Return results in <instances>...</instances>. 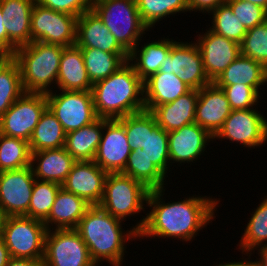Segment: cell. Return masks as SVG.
Instances as JSON below:
<instances>
[{"label":"cell","instance_id":"cell-1","mask_svg":"<svg viewBox=\"0 0 267 266\" xmlns=\"http://www.w3.org/2000/svg\"><path fill=\"white\" fill-rule=\"evenodd\" d=\"M165 187L150 190L147 206L151 211L142 216L135 226H130L138 232V239L156 237L193 241L198 232L206 229L216 218L215 212L220 198L193 195L183 200L165 203L163 198Z\"/></svg>","mask_w":267,"mask_h":266},{"label":"cell","instance_id":"cell-2","mask_svg":"<svg viewBox=\"0 0 267 266\" xmlns=\"http://www.w3.org/2000/svg\"><path fill=\"white\" fill-rule=\"evenodd\" d=\"M122 223L123 220L113 217L99 205L90 206L79 221L76 230L97 266L103 261L111 266L123 265L126 242L137 239L138 232L133 228L125 231Z\"/></svg>","mask_w":267,"mask_h":266},{"label":"cell","instance_id":"cell-3","mask_svg":"<svg viewBox=\"0 0 267 266\" xmlns=\"http://www.w3.org/2000/svg\"><path fill=\"white\" fill-rule=\"evenodd\" d=\"M91 92L99 118L118 119L145 110L143 80L128 61L95 82Z\"/></svg>","mask_w":267,"mask_h":266},{"label":"cell","instance_id":"cell-4","mask_svg":"<svg viewBox=\"0 0 267 266\" xmlns=\"http://www.w3.org/2000/svg\"><path fill=\"white\" fill-rule=\"evenodd\" d=\"M64 48L35 41L16 49L12 58L20 67L25 93L47 94L53 91L54 86L57 87V76Z\"/></svg>","mask_w":267,"mask_h":266},{"label":"cell","instance_id":"cell-5","mask_svg":"<svg viewBox=\"0 0 267 266\" xmlns=\"http://www.w3.org/2000/svg\"><path fill=\"white\" fill-rule=\"evenodd\" d=\"M91 9L128 54L151 31L140 17L136 0H92Z\"/></svg>","mask_w":267,"mask_h":266},{"label":"cell","instance_id":"cell-6","mask_svg":"<svg viewBox=\"0 0 267 266\" xmlns=\"http://www.w3.org/2000/svg\"><path fill=\"white\" fill-rule=\"evenodd\" d=\"M150 190L141 182L120 173H108L99 206L124 222L127 217L145 212Z\"/></svg>","mask_w":267,"mask_h":266},{"label":"cell","instance_id":"cell-7","mask_svg":"<svg viewBox=\"0 0 267 266\" xmlns=\"http://www.w3.org/2000/svg\"><path fill=\"white\" fill-rule=\"evenodd\" d=\"M47 228L43 221L27 216L6 217L1 237L13 258L42 261Z\"/></svg>","mask_w":267,"mask_h":266},{"label":"cell","instance_id":"cell-8","mask_svg":"<svg viewBox=\"0 0 267 266\" xmlns=\"http://www.w3.org/2000/svg\"><path fill=\"white\" fill-rule=\"evenodd\" d=\"M56 91V92H55ZM53 90L46 94L47 107L61 123L66 133L91 124L96 114L91 91Z\"/></svg>","mask_w":267,"mask_h":266},{"label":"cell","instance_id":"cell-9","mask_svg":"<svg viewBox=\"0 0 267 266\" xmlns=\"http://www.w3.org/2000/svg\"><path fill=\"white\" fill-rule=\"evenodd\" d=\"M42 266H97L76 229L47 230Z\"/></svg>","mask_w":267,"mask_h":266},{"label":"cell","instance_id":"cell-10","mask_svg":"<svg viewBox=\"0 0 267 266\" xmlns=\"http://www.w3.org/2000/svg\"><path fill=\"white\" fill-rule=\"evenodd\" d=\"M77 17L35 2L31 13V42L70 47L76 43Z\"/></svg>","mask_w":267,"mask_h":266},{"label":"cell","instance_id":"cell-11","mask_svg":"<svg viewBox=\"0 0 267 266\" xmlns=\"http://www.w3.org/2000/svg\"><path fill=\"white\" fill-rule=\"evenodd\" d=\"M46 108V94L24 93L0 117V134L29 142Z\"/></svg>","mask_w":267,"mask_h":266},{"label":"cell","instance_id":"cell-12","mask_svg":"<svg viewBox=\"0 0 267 266\" xmlns=\"http://www.w3.org/2000/svg\"><path fill=\"white\" fill-rule=\"evenodd\" d=\"M255 108L232 110L213 140H229L241 147L259 148L267 142V118Z\"/></svg>","mask_w":267,"mask_h":266},{"label":"cell","instance_id":"cell-13","mask_svg":"<svg viewBox=\"0 0 267 266\" xmlns=\"http://www.w3.org/2000/svg\"><path fill=\"white\" fill-rule=\"evenodd\" d=\"M159 72L174 73L190 89L200 90L212 83L204 70L200 50L194 41H177L171 47Z\"/></svg>","mask_w":267,"mask_h":266},{"label":"cell","instance_id":"cell-14","mask_svg":"<svg viewBox=\"0 0 267 266\" xmlns=\"http://www.w3.org/2000/svg\"><path fill=\"white\" fill-rule=\"evenodd\" d=\"M35 179L31 166L0 172V207L6 217L27 216Z\"/></svg>","mask_w":267,"mask_h":266},{"label":"cell","instance_id":"cell-15","mask_svg":"<svg viewBox=\"0 0 267 266\" xmlns=\"http://www.w3.org/2000/svg\"><path fill=\"white\" fill-rule=\"evenodd\" d=\"M131 151L124 126L117 119L103 118L102 137L93 161L108 173H120Z\"/></svg>","mask_w":267,"mask_h":266},{"label":"cell","instance_id":"cell-16","mask_svg":"<svg viewBox=\"0 0 267 266\" xmlns=\"http://www.w3.org/2000/svg\"><path fill=\"white\" fill-rule=\"evenodd\" d=\"M201 53L204 70L211 82L240 55V44L219 35L210 29L199 34L194 41Z\"/></svg>","mask_w":267,"mask_h":266},{"label":"cell","instance_id":"cell-17","mask_svg":"<svg viewBox=\"0 0 267 266\" xmlns=\"http://www.w3.org/2000/svg\"><path fill=\"white\" fill-rule=\"evenodd\" d=\"M211 141L214 142L213 136L195 122L168 132L170 166L198 161Z\"/></svg>","mask_w":267,"mask_h":266},{"label":"cell","instance_id":"cell-18","mask_svg":"<svg viewBox=\"0 0 267 266\" xmlns=\"http://www.w3.org/2000/svg\"><path fill=\"white\" fill-rule=\"evenodd\" d=\"M108 172L92 161H76L62 187L89 205H99L104 195Z\"/></svg>","mask_w":267,"mask_h":266},{"label":"cell","instance_id":"cell-19","mask_svg":"<svg viewBox=\"0 0 267 266\" xmlns=\"http://www.w3.org/2000/svg\"><path fill=\"white\" fill-rule=\"evenodd\" d=\"M231 111L224 91L214 82L199 90L195 123L204 128L211 136L216 135Z\"/></svg>","mask_w":267,"mask_h":266},{"label":"cell","instance_id":"cell-20","mask_svg":"<svg viewBox=\"0 0 267 266\" xmlns=\"http://www.w3.org/2000/svg\"><path fill=\"white\" fill-rule=\"evenodd\" d=\"M75 45L109 53H127L92 9L77 18Z\"/></svg>","mask_w":267,"mask_h":266},{"label":"cell","instance_id":"cell-21","mask_svg":"<svg viewBox=\"0 0 267 266\" xmlns=\"http://www.w3.org/2000/svg\"><path fill=\"white\" fill-rule=\"evenodd\" d=\"M76 160L62 147L31 152L30 166L34 177L62 185Z\"/></svg>","mask_w":267,"mask_h":266},{"label":"cell","instance_id":"cell-22","mask_svg":"<svg viewBox=\"0 0 267 266\" xmlns=\"http://www.w3.org/2000/svg\"><path fill=\"white\" fill-rule=\"evenodd\" d=\"M90 206L83 198L61 187L55 197L48 218L43 223L47 230L76 229Z\"/></svg>","mask_w":267,"mask_h":266},{"label":"cell","instance_id":"cell-23","mask_svg":"<svg viewBox=\"0 0 267 266\" xmlns=\"http://www.w3.org/2000/svg\"><path fill=\"white\" fill-rule=\"evenodd\" d=\"M199 90L191 89L173 102L156 106L151 113L157 125L170 132L195 122V110Z\"/></svg>","mask_w":267,"mask_h":266},{"label":"cell","instance_id":"cell-24","mask_svg":"<svg viewBox=\"0 0 267 266\" xmlns=\"http://www.w3.org/2000/svg\"><path fill=\"white\" fill-rule=\"evenodd\" d=\"M145 110L173 102L191 89L174 73L156 72L143 81Z\"/></svg>","mask_w":267,"mask_h":266},{"label":"cell","instance_id":"cell-25","mask_svg":"<svg viewBox=\"0 0 267 266\" xmlns=\"http://www.w3.org/2000/svg\"><path fill=\"white\" fill-rule=\"evenodd\" d=\"M93 84L88 78L81 48L65 47L61 54L57 87L64 91H91Z\"/></svg>","mask_w":267,"mask_h":266},{"label":"cell","instance_id":"cell-26","mask_svg":"<svg viewBox=\"0 0 267 266\" xmlns=\"http://www.w3.org/2000/svg\"><path fill=\"white\" fill-rule=\"evenodd\" d=\"M168 37H161L158 41H148L144 45L141 44V48L139 42L129 53L128 62L143 81L160 70L171 47L177 42Z\"/></svg>","mask_w":267,"mask_h":266},{"label":"cell","instance_id":"cell-27","mask_svg":"<svg viewBox=\"0 0 267 266\" xmlns=\"http://www.w3.org/2000/svg\"><path fill=\"white\" fill-rule=\"evenodd\" d=\"M267 68L250 57L239 55L217 78V86L243 84L254 87L258 92L266 85ZM260 89V90H259Z\"/></svg>","mask_w":267,"mask_h":266},{"label":"cell","instance_id":"cell-28","mask_svg":"<svg viewBox=\"0 0 267 266\" xmlns=\"http://www.w3.org/2000/svg\"><path fill=\"white\" fill-rule=\"evenodd\" d=\"M103 132V118L66 133L64 148L76 161H92Z\"/></svg>","mask_w":267,"mask_h":266},{"label":"cell","instance_id":"cell-29","mask_svg":"<svg viewBox=\"0 0 267 266\" xmlns=\"http://www.w3.org/2000/svg\"><path fill=\"white\" fill-rule=\"evenodd\" d=\"M81 52L92 84L116 72L129 59L128 53H109L96 48H81Z\"/></svg>","mask_w":267,"mask_h":266},{"label":"cell","instance_id":"cell-30","mask_svg":"<svg viewBox=\"0 0 267 266\" xmlns=\"http://www.w3.org/2000/svg\"><path fill=\"white\" fill-rule=\"evenodd\" d=\"M65 138L66 132L61 123L47 107L32 133L29 148L31 152L62 148Z\"/></svg>","mask_w":267,"mask_h":266},{"label":"cell","instance_id":"cell-31","mask_svg":"<svg viewBox=\"0 0 267 266\" xmlns=\"http://www.w3.org/2000/svg\"><path fill=\"white\" fill-rule=\"evenodd\" d=\"M121 173L141 182L149 190L164 188L168 177L150 161L141 148L131 151L126 167Z\"/></svg>","mask_w":267,"mask_h":266},{"label":"cell","instance_id":"cell-32","mask_svg":"<svg viewBox=\"0 0 267 266\" xmlns=\"http://www.w3.org/2000/svg\"><path fill=\"white\" fill-rule=\"evenodd\" d=\"M237 245L241 252H255V249L267 244V196L258 204Z\"/></svg>","mask_w":267,"mask_h":266},{"label":"cell","instance_id":"cell-33","mask_svg":"<svg viewBox=\"0 0 267 266\" xmlns=\"http://www.w3.org/2000/svg\"><path fill=\"white\" fill-rule=\"evenodd\" d=\"M143 23L149 28L169 15H179L189 11L186 0H136Z\"/></svg>","mask_w":267,"mask_h":266},{"label":"cell","instance_id":"cell-34","mask_svg":"<svg viewBox=\"0 0 267 266\" xmlns=\"http://www.w3.org/2000/svg\"><path fill=\"white\" fill-rule=\"evenodd\" d=\"M29 142L0 134V172L30 166Z\"/></svg>","mask_w":267,"mask_h":266},{"label":"cell","instance_id":"cell-35","mask_svg":"<svg viewBox=\"0 0 267 266\" xmlns=\"http://www.w3.org/2000/svg\"><path fill=\"white\" fill-rule=\"evenodd\" d=\"M25 93L18 63L11 58L0 69V117Z\"/></svg>","mask_w":267,"mask_h":266},{"label":"cell","instance_id":"cell-36","mask_svg":"<svg viewBox=\"0 0 267 266\" xmlns=\"http://www.w3.org/2000/svg\"><path fill=\"white\" fill-rule=\"evenodd\" d=\"M117 120L124 126L131 150L142 149L147 140V130H153L157 126L154 115L147 110Z\"/></svg>","mask_w":267,"mask_h":266},{"label":"cell","instance_id":"cell-37","mask_svg":"<svg viewBox=\"0 0 267 266\" xmlns=\"http://www.w3.org/2000/svg\"><path fill=\"white\" fill-rule=\"evenodd\" d=\"M62 185L35 179L27 217L45 221Z\"/></svg>","mask_w":267,"mask_h":266},{"label":"cell","instance_id":"cell-38","mask_svg":"<svg viewBox=\"0 0 267 266\" xmlns=\"http://www.w3.org/2000/svg\"><path fill=\"white\" fill-rule=\"evenodd\" d=\"M208 15H210V17L212 15V26L208 29L241 44L248 30L233 14L231 7L226 2L219 5Z\"/></svg>","mask_w":267,"mask_h":266},{"label":"cell","instance_id":"cell-39","mask_svg":"<svg viewBox=\"0 0 267 266\" xmlns=\"http://www.w3.org/2000/svg\"><path fill=\"white\" fill-rule=\"evenodd\" d=\"M143 153L166 176L171 168L168 152V132L157 125L147 130V140L142 148ZM169 169V170H168Z\"/></svg>","mask_w":267,"mask_h":266},{"label":"cell","instance_id":"cell-40","mask_svg":"<svg viewBox=\"0 0 267 266\" xmlns=\"http://www.w3.org/2000/svg\"><path fill=\"white\" fill-rule=\"evenodd\" d=\"M240 54L262 63L267 68V21L248 29L240 44Z\"/></svg>","mask_w":267,"mask_h":266},{"label":"cell","instance_id":"cell-41","mask_svg":"<svg viewBox=\"0 0 267 266\" xmlns=\"http://www.w3.org/2000/svg\"><path fill=\"white\" fill-rule=\"evenodd\" d=\"M3 25L8 36V54L13 55L17 48L31 43V17L3 16Z\"/></svg>","mask_w":267,"mask_h":266},{"label":"cell","instance_id":"cell-42","mask_svg":"<svg viewBox=\"0 0 267 266\" xmlns=\"http://www.w3.org/2000/svg\"><path fill=\"white\" fill-rule=\"evenodd\" d=\"M218 87L224 91L232 110L252 109L260 103L261 93L252 86L234 84Z\"/></svg>","mask_w":267,"mask_h":266},{"label":"cell","instance_id":"cell-43","mask_svg":"<svg viewBox=\"0 0 267 266\" xmlns=\"http://www.w3.org/2000/svg\"><path fill=\"white\" fill-rule=\"evenodd\" d=\"M233 14L248 30L267 21V10L244 0H226Z\"/></svg>","mask_w":267,"mask_h":266},{"label":"cell","instance_id":"cell-44","mask_svg":"<svg viewBox=\"0 0 267 266\" xmlns=\"http://www.w3.org/2000/svg\"><path fill=\"white\" fill-rule=\"evenodd\" d=\"M36 3L54 11L71 14L77 18L91 10L92 0H35Z\"/></svg>","mask_w":267,"mask_h":266},{"label":"cell","instance_id":"cell-45","mask_svg":"<svg viewBox=\"0 0 267 266\" xmlns=\"http://www.w3.org/2000/svg\"><path fill=\"white\" fill-rule=\"evenodd\" d=\"M3 16L8 20L13 17H31L35 0H0Z\"/></svg>","mask_w":267,"mask_h":266},{"label":"cell","instance_id":"cell-46","mask_svg":"<svg viewBox=\"0 0 267 266\" xmlns=\"http://www.w3.org/2000/svg\"><path fill=\"white\" fill-rule=\"evenodd\" d=\"M189 12L197 11L205 13V15L215 10L219 5L226 2V0H186Z\"/></svg>","mask_w":267,"mask_h":266},{"label":"cell","instance_id":"cell-47","mask_svg":"<svg viewBox=\"0 0 267 266\" xmlns=\"http://www.w3.org/2000/svg\"><path fill=\"white\" fill-rule=\"evenodd\" d=\"M0 51L8 54V36L3 25V12L0 3Z\"/></svg>","mask_w":267,"mask_h":266},{"label":"cell","instance_id":"cell-48","mask_svg":"<svg viewBox=\"0 0 267 266\" xmlns=\"http://www.w3.org/2000/svg\"><path fill=\"white\" fill-rule=\"evenodd\" d=\"M6 266H42V261L11 257Z\"/></svg>","mask_w":267,"mask_h":266},{"label":"cell","instance_id":"cell-49","mask_svg":"<svg viewBox=\"0 0 267 266\" xmlns=\"http://www.w3.org/2000/svg\"><path fill=\"white\" fill-rule=\"evenodd\" d=\"M242 254H244V255H246V256H248V259L247 258H245L244 257V259H243V257H242V260H239V261H233L232 260V262H222V263H219V264H213L212 266H256V261H252V260H250L251 259V255L253 254V253H250V252H242ZM249 254V255H248ZM250 258V259H249Z\"/></svg>","mask_w":267,"mask_h":266},{"label":"cell","instance_id":"cell-50","mask_svg":"<svg viewBox=\"0 0 267 266\" xmlns=\"http://www.w3.org/2000/svg\"><path fill=\"white\" fill-rule=\"evenodd\" d=\"M11 258L4 239L0 236V266H6Z\"/></svg>","mask_w":267,"mask_h":266},{"label":"cell","instance_id":"cell-51","mask_svg":"<svg viewBox=\"0 0 267 266\" xmlns=\"http://www.w3.org/2000/svg\"><path fill=\"white\" fill-rule=\"evenodd\" d=\"M256 251L258 252V257H260L255 259L256 266H267V244L259 247V249H256Z\"/></svg>","mask_w":267,"mask_h":266},{"label":"cell","instance_id":"cell-52","mask_svg":"<svg viewBox=\"0 0 267 266\" xmlns=\"http://www.w3.org/2000/svg\"><path fill=\"white\" fill-rule=\"evenodd\" d=\"M12 58L11 54L0 51V69Z\"/></svg>","mask_w":267,"mask_h":266},{"label":"cell","instance_id":"cell-53","mask_svg":"<svg viewBox=\"0 0 267 266\" xmlns=\"http://www.w3.org/2000/svg\"><path fill=\"white\" fill-rule=\"evenodd\" d=\"M244 1H248L251 2L252 4L259 5L267 10V0H244Z\"/></svg>","mask_w":267,"mask_h":266},{"label":"cell","instance_id":"cell-54","mask_svg":"<svg viewBox=\"0 0 267 266\" xmlns=\"http://www.w3.org/2000/svg\"><path fill=\"white\" fill-rule=\"evenodd\" d=\"M5 218L6 215L4 214L3 209L0 207V236L2 235Z\"/></svg>","mask_w":267,"mask_h":266}]
</instances>
